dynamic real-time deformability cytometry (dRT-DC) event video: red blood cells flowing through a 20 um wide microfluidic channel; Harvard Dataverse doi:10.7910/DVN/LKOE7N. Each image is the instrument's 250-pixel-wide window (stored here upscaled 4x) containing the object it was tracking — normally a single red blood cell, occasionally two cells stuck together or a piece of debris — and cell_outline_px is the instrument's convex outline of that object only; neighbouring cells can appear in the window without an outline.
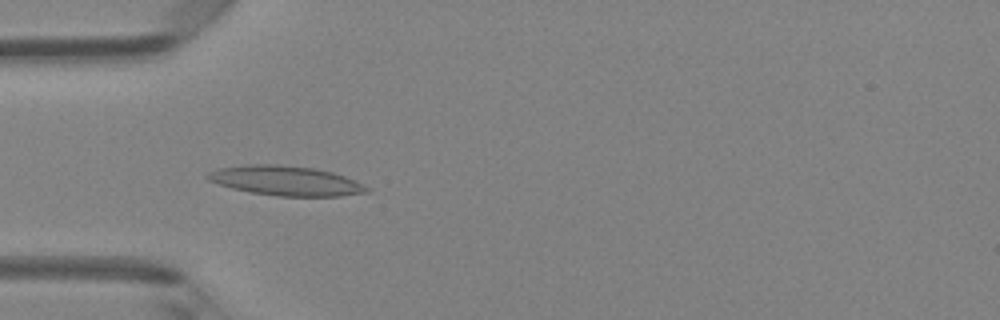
{"species": "Egyptian fruit bat (a non-hibernating species)", "species_latin": "Rousettus aegyptiacus", "temperature_condition": "room temperature", "stored_images_in_passage": 6, "camera_frame_rate_fps": 3000, "um_per_image_px": 0.085, "animal": {"sex": "female"}, "frame": {"image": 1, "passage_image": 4, "time_ms": 1.0, "image_size_px": [1000, 320], "cell_outline_px": [[372, 188], [368, 192], [340, 196], [276, 196], [252, 192], [232, 188], [208, 180], [204, 176], [208, 172], [220, 168], [248, 164], [280, 164], [312, 168], [332, 172], [344, 176]], "centroid_in_image_um": [24.29, 15.36], "position_along_channel_um": 60.7, "area_um2": 27.4}}
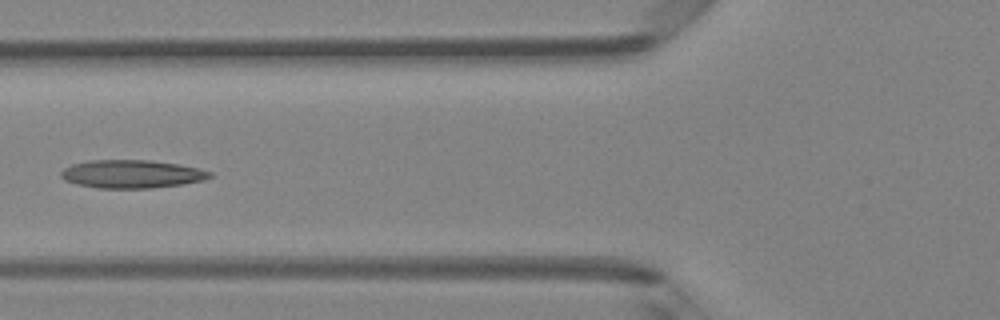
{"frame": {"image": 2, "passage_image": 5, "time_ms": 1.333, "image_size_px": [1000, 320], "cell_outline_px": [[212, 176], [204, 180], [184, 184], [148, 188], [96, 188], [76, 184], [64, 180], [60, 176], [60, 172], [64, 168], [72, 164], [88, 160], [148, 160], [180, 164], [200, 168], [212, 172]], "centroid_in_image_um": [11.19, 14.79], "position_along_channel_um": 114.6, "area_um2": 24.62}}
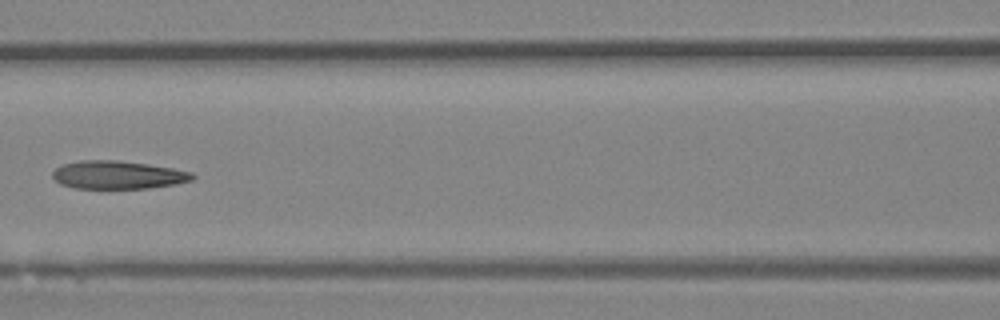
{"frame": {"image": 3, "passage_image": 6, "time_ms": 1.667, "image_size_px": [1000, 320], "cell_outline_px": [[196, 176], [192, 180], [176, 184], [148, 188], [76, 188], [60, 184], [52, 176], [52, 172], [56, 168], [64, 164], [80, 160], [116, 160], [148, 164], [172, 168], [192, 172]], "centroid_in_image_um": [10.03, 14.86], "position_along_channel_um": 156.6, "area_um2": 22.83}}